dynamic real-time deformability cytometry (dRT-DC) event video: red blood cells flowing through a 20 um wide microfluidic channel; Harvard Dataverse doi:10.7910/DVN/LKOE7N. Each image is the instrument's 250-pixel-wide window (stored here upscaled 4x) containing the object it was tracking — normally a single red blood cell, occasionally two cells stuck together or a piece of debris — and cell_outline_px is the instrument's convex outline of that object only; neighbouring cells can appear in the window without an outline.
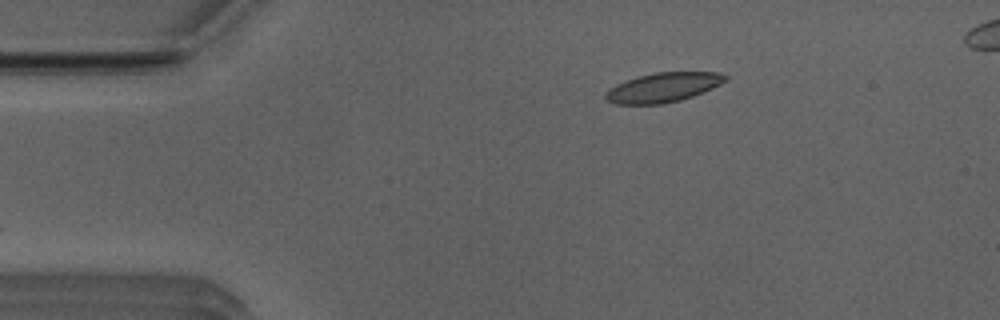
{"species": "Egyptian fruit bat (a non-hibernating species)", "species_latin": "Rousettus aegyptiacus", "temperature_condition": "room temperature", "stored_images_in_passage": 44, "camera_frame_rate_fps": 3000, "um_per_image_px": 0.085, "animal": {"sex": "male"}, "frame": {"image": 1, "passage_image": 1, "time_ms": 0.0, "image_size_px": [1000, 320], "cell_outline_px": [[728, 80], [704, 92], [680, 100], [660, 104], [616, 104], [608, 100], [604, 96], [604, 92], [616, 84], [636, 76], [656, 72], [720, 72], [728, 76]], "centroid_in_image_um": [56.37, 7.42], "position_along_channel_um": 28.6, "area_um2": 20.63}}
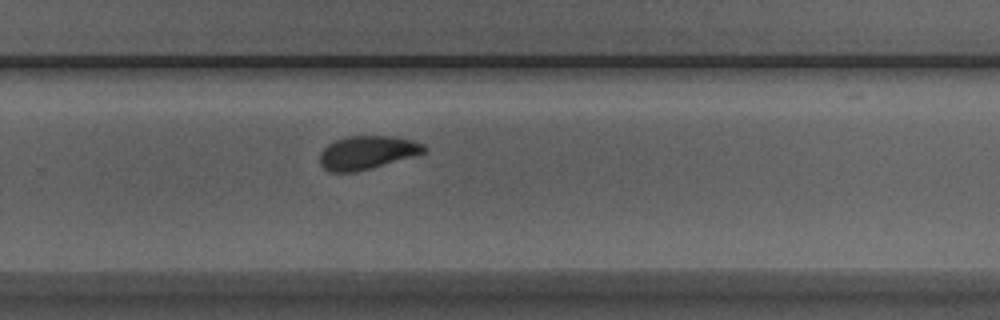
{"frame": {"image": 2, "passage_image": 26, "time_ms": 8.333, "image_size_px": [1000, 320], "cell_outline_px": [[428, 148], [424, 152], [412, 156], [356, 172], [328, 172], [320, 164], [320, 152], [328, 144], [336, 140], [348, 136], [392, 136], [412, 140], [424, 144]], "centroid_in_image_um": [31.18, 12.96], "position_along_channel_um": 298.6, "area_um2": 20.11}}
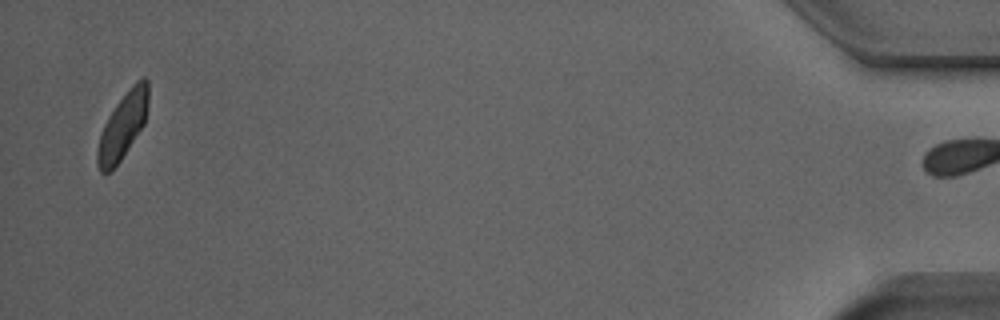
{"frame": {"image": 3, "passage_image": 43, "time_ms": 14.0, "image_size_px": [1000, 320], "cell_outline_px": [[148, 104], [144, 124], [120, 160], [108, 172], [100, 172], [96, 164], [96, 152], [100, 136], [104, 124], [108, 116], [116, 104], [132, 84], [136, 80], [144, 76], [148, 80]], "centroid_in_image_um": [10.43, 10.66], "position_along_channel_um": 424.8, "area_um2": 19.36}, "authors_computed_cell_mechanics": {"area_um2": 20.6635, "velocity_mm_per_s": 3.8806, "shape_relaxation_time_tau1_ms": 7.4194, "shape_relaxation_time_tau2_ms": 2.1316, "deformation_change_tau1": 0.1708, "deformation_change_tau2": 0.067}}